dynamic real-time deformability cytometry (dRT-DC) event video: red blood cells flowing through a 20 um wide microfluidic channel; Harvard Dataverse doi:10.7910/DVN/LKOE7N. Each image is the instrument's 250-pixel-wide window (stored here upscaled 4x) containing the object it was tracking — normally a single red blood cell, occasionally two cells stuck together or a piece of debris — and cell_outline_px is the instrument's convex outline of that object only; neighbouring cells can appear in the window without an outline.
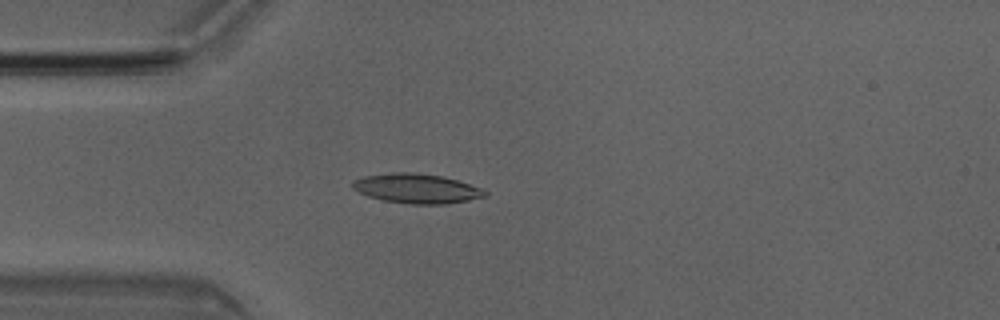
{"species": "Egyptian fruit bat (a non-hibernating species)", "species_latin": "Rousettus aegyptiacus", "temperature_condition": "room temperature", "stored_images_in_passage": 4, "camera_frame_rate_fps": 3000, "um_per_image_px": 0.085, "animal": {"sex": "male"}, "frame": {"image": 1, "passage_image": 4, "time_ms": 1.0, "image_size_px": [1000, 320], "cell_outline_px": [[488, 196], [448, 204], [408, 204], [384, 200], [368, 196], [352, 188], [352, 180], [364, 176], [392, 172], [412, 172], [440, 176], [456, 180], [480, 188], [488, 192]], "centroid_in_image_um": [35.4, 16.03], "position_along_channel_um": 49.6, "area_um2": 22.72}}